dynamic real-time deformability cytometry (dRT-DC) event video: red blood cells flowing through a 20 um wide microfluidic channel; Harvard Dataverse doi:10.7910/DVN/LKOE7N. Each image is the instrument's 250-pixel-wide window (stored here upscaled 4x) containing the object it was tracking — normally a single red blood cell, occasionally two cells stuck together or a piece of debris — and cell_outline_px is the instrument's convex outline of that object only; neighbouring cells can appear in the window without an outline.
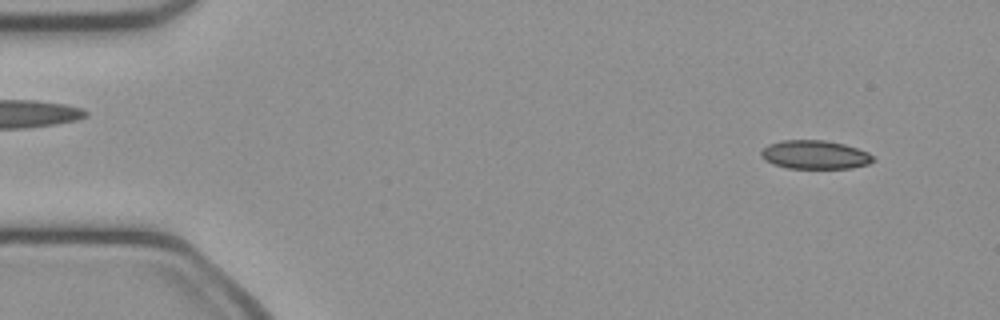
{"species": "common noctule bat (a hibernating species)", "species_latin": "Nyctalus noctula", "temperature_condition": "cold", "stored_images_in_passage": 49, "camera_frame_rate_fps": 3000, "um_per_image_px": 0.085, "animal": {"sex": "female", "body_mass_g": 21.9}, "frame": {"image": 1, "passage_image": 4, "time_ms": 1.0, "image_size_px": [1000, 320], "cell_outline_px": [[876, 160], [868, 164], [852, 168], [788, 168], [772, 164], [764, 160], [760, 156], [760, 152], [768, 144], [780, 140], [824, 140], [844, 144], [868, 152], [876, 156]], "centroid_in_image_um": [69.27, 13.15], "position_along_channel_um": 15.7, "area_um2": 18.9}}
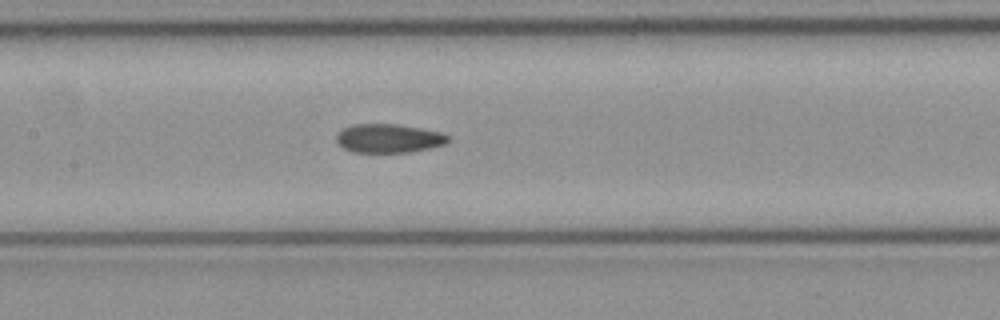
{"frame": {"image": 2, "passage_image": 23, "time_ms": 7.333, "image_size_px": [1000, 320], "cell_outline_px": [[452, 136], [444, 144], [428, 148], [408, 152], [352, 152], [336, 144], [336, 132], [352, 124], [396, 124], [420, 128], [440, 132]], "centroid_in_image_um": [32.99, 11.75], "position_along_channel_um": 174.4, "area_um2": 18.79}}
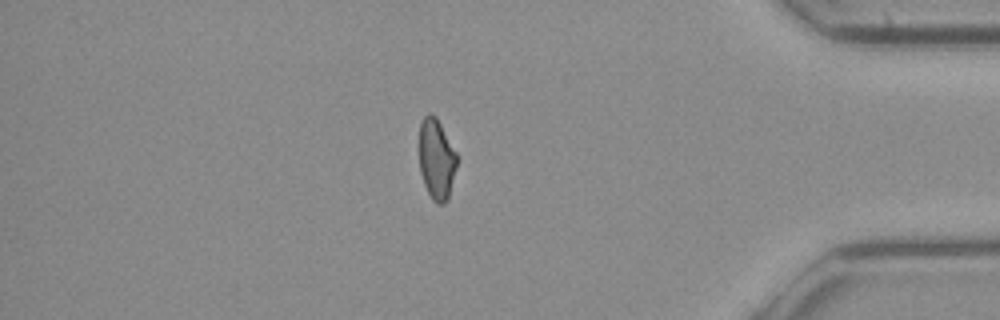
{"frame": {"image": 3, "passage_image": 42, "time_ms": 13.667, "image_size_px": [1000, 320], "cell_outline_px": [[460, 156], [448, 200], [444, 204], [436, 204], [432, 200], [424, 184], [420, 172], [420, 124], [424, 116], [428, 112], [432, 112], [436, 116]], "centroid_in_image_um": [37.15, 13.53], "position_along_channel_um": 398.1, "area_um2": 18.26}, "authors_computed_cell_mechanics": {"area_um2": 19.074, "velocity_mm_per_s": 4.1213, "shape_relaxation_time_tau1_ms": null, "shape_relaxation_time_tau2_ms": 3.8656, "deformation_change_tau1": null, "deformation_change_tau2": 0.099}}